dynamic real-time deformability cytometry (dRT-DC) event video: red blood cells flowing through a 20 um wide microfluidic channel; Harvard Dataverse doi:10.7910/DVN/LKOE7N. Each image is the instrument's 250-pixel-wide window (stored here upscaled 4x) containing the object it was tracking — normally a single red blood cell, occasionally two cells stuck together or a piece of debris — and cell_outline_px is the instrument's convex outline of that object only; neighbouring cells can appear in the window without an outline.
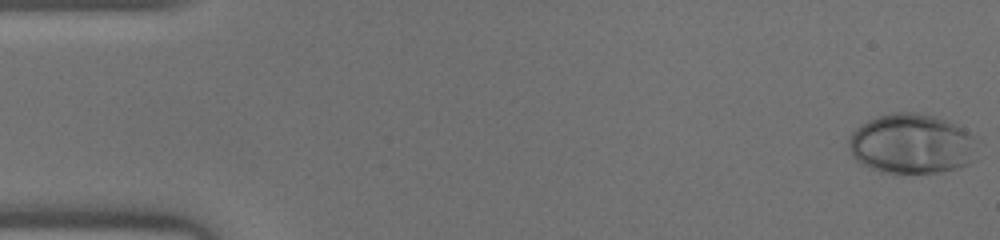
{"species": "human", "species_latin": "Homo sapiens", "temperature_condition": "warm", "stored_images_in_passage": 46, "camera_frame_rate_fps": 3000, "um_per_image_px": 0.085, "donor": {"sex": "male"}, "frame": {"image": 1, "passage_image": 1, "time_ms": 0.0, "image_size_px": [1000, 240], "cell_outline_px": [[980, 140], [968, 164], [956, 168], [940, 172], [880, 172], [856, 160], [852, 156], [848, 144], [848, 140], [852, 132], [856, 128], [868, 120], [876, 116], [892, 112], [916, 112], [936, 116], [948, 120], [964, 128]], "centroid_in_image_um": [77.5, 12.19], "position_along_channel_um": 7.5, "area_um2": 45.08}}
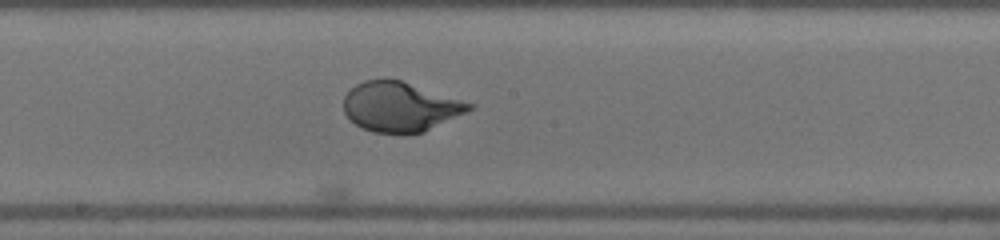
{"frame": {"image": 2, "passage_image": 25, "time_ms": 8.0, "image_size_px": [1000, 240], "cell_outline_px": [[476, 108], [424, 132], [372, 132], [356, 124], [344, 112], [344, 96], [356, 84], [364, 80], [384, 76], [388, 76], [476, 104]], "centroid_in_image_um": [34.04, 9.03], "position_along_channel_um": 214.2, "area_um2": 36.47}}
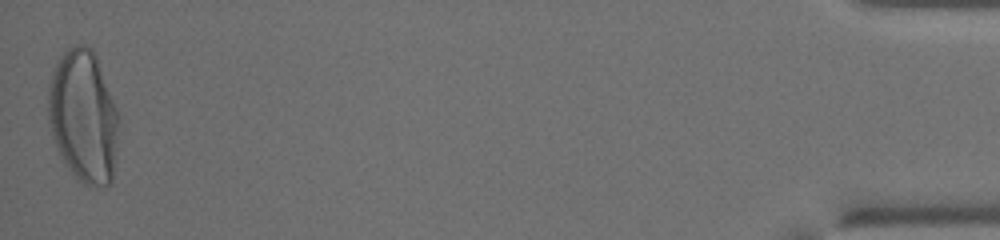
{"frame": {"image": 3, "passage_image": 46, "time_ms": 15.0, "image_size_px": [1000, 240], "cell_outline_px": [[120, 116], [112, 184], [104, 188], [96, 188], [84, 184], [76, 180], [64, 164], [60, 156], [52, 136], [48, 120], [48, 84], [56, 60], [68, 48], [76, 44], [84, 44], [92, 48], [96, 56]], "centroid_in_image_um": [7.09, 9.93], "position_along_channel_um": 428.1, "area_um2": 55.49}}